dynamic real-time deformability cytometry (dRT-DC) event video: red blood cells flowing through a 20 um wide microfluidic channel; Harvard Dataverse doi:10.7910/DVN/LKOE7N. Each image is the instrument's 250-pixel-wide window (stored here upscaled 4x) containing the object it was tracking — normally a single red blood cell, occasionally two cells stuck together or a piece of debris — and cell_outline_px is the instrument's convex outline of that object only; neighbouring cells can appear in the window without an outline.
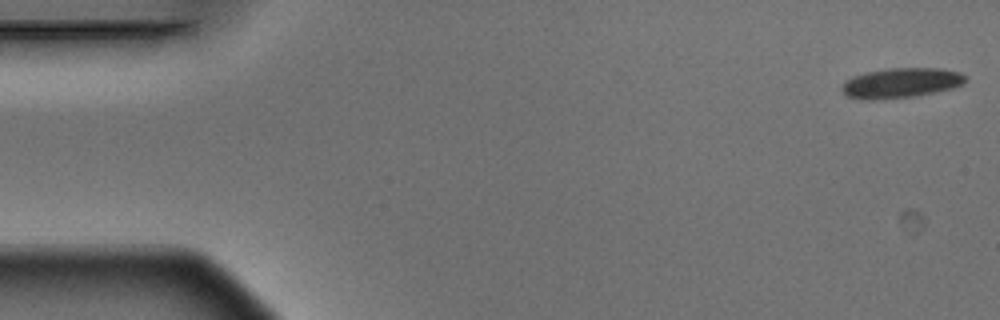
{"species": "Egyptian fruit bat (a non-hibernating species)", "species_latin": "Rousettus aegyptiacus", "temperature_condition": "warm", "stored_images_in_passage": 3, "camera_frame_rate_fps": 3000, "um_per_image_px": 0.085, "animal": {"sex": "male"}, "frame": {"image": 1, "passage_image": 1, "time_ms": 0.0, "image_size_px": [1000, 320], "cell_outline_px": [[968, 76], [960, 84], [952, 88], [916, 96], [884, 100], [860, 100], [848, 96], [840, 88], [852, 76], [868, 72], [888, 68], [940, 68], [960, 72]], "centroid_in_image_um": [76.57, 7.06], "position_along_channel_um": 8.4, "area_um2": 21.62}}